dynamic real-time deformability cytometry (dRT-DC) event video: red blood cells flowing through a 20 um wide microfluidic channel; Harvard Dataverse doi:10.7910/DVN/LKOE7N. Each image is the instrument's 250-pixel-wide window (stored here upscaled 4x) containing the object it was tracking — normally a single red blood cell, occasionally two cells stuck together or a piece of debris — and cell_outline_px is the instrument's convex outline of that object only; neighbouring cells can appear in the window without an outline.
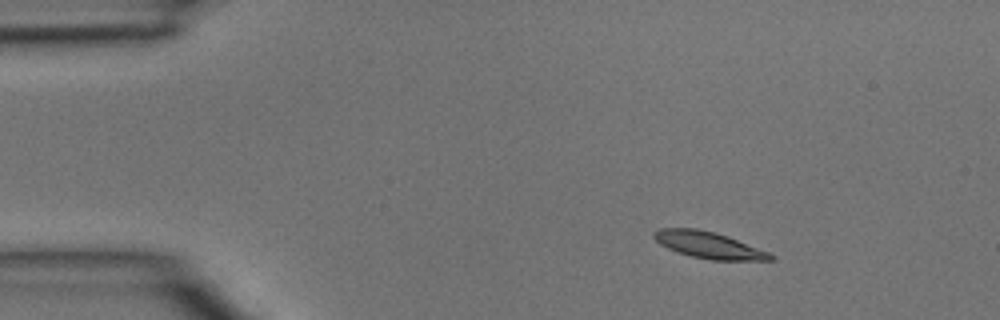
{"species": "common noctule bat (a hibernating species)", "species_latin": "Nyctalus noctula", "temperature_condition": "room temperature", "stored_images_in_passage": 39, "camera_frame_rate_fps": 3000, "um_per_image_px": 0.085, "animal": {"sex": "male", "body_mass_g": 15.6}, "frame": {"image": 1, "passage_image": 1, "time_ms": 0.0, "image_size_px": [1000, 320], "cell_outline_px": [[776, 260], [712, 260], [692, 256], [668, 248], [660, 244], [652, 236], [652, 232], [660, 228], [696, 228], [716, 232], [728, 236], [768, 252], [776, 256]], "centroid_in_image_um": [60.25, 20.82], "position_along_channel_um": 24.8, "area_um2": 17.98}}
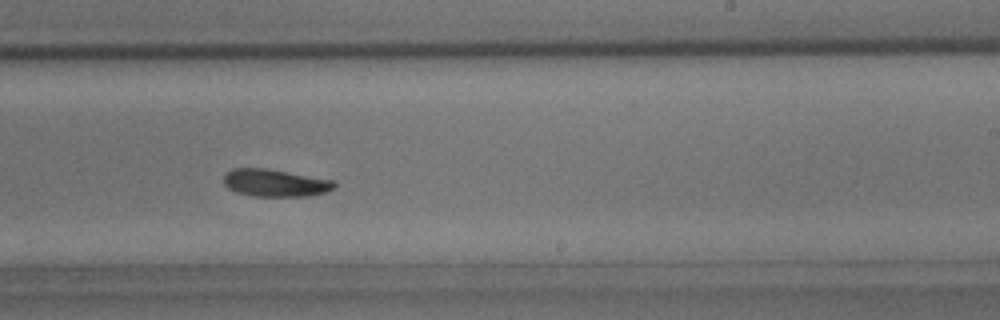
{"frame": {"image": 2, "passage_image": 22, "time_ms": 7.0, "image_size_px": [1000, 320], "cell_outline_px": [[336, 188], [324, 192], [308, 196], [252, 196], [236, 192], [228, 188], [224, 184], [224, 176], [232, 168], [264, 168], [332, 180], [336, 184]], "centroid_in_image_um": [23.36, 15.55], "position_along_channel_um": 265.6, "area_um2": 17.46}}
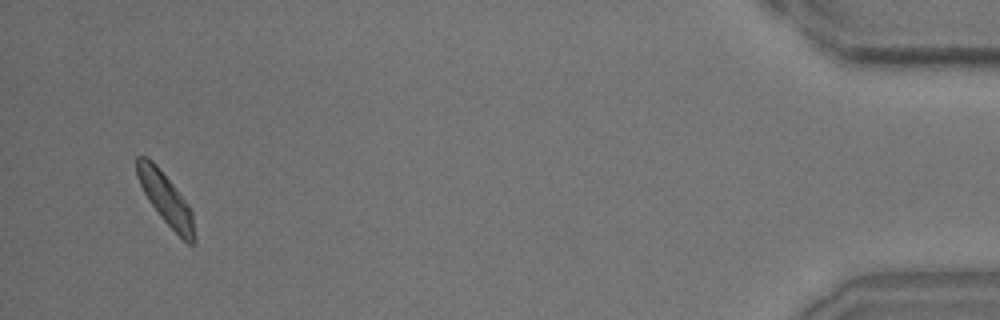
{"frame": {"image": 3, "passage_image": 38, "time_ms": 12.333, "image_size_px": [1000, 320], "cell_outline_px": [[196, 240], [192, 244], [188, 244], [160, 216], [148, 200], [136, 176], [136, 156], [144, 156], [152, 160], [156, 164], [188, 204], [192, 212]], "centroid_in_image_um": [14.08, 16.89], "position_along_channel_um": 421.1, "area_um2": 16.99}}